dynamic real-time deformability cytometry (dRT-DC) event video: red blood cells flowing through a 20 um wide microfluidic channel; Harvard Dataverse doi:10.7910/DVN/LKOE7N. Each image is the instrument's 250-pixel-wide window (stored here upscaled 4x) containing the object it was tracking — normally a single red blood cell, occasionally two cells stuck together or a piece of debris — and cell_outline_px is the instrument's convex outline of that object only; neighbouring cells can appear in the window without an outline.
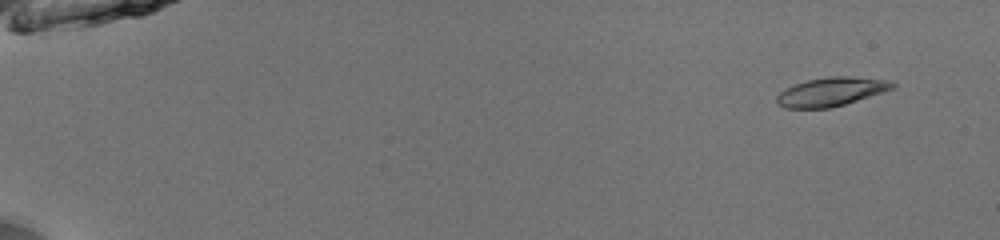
{"species": "common noctule bat (a hibernating species)", "species_latin": "Nyctalus noctula", "temperature_condition": "room temperature", "stored_images_in_passage": 15, "camera_frame_rate_fps": 3000, "um_per_image_px": 0.085, "animal": {"sex": "male", "body_mass_g": 13.0, "forearm_length_mm": 53.1}, "frame": {"image": 1, "passage_image": 5, "time_ms": 1.333, "image_size_px": [1000, 240], "cell_outline_px": [[896, 84], [892, 88], [844, 104], [828, 108], [784, 108], [776, 104], [776, 96], [780, 92], [796, 84], [808, 80], [828, 76], [848, 76], [892, 80]], "centroid_in_image_um": [70.61, 7.79], "position_along_channel_um": 14.4, "area_um2": 19.07}}